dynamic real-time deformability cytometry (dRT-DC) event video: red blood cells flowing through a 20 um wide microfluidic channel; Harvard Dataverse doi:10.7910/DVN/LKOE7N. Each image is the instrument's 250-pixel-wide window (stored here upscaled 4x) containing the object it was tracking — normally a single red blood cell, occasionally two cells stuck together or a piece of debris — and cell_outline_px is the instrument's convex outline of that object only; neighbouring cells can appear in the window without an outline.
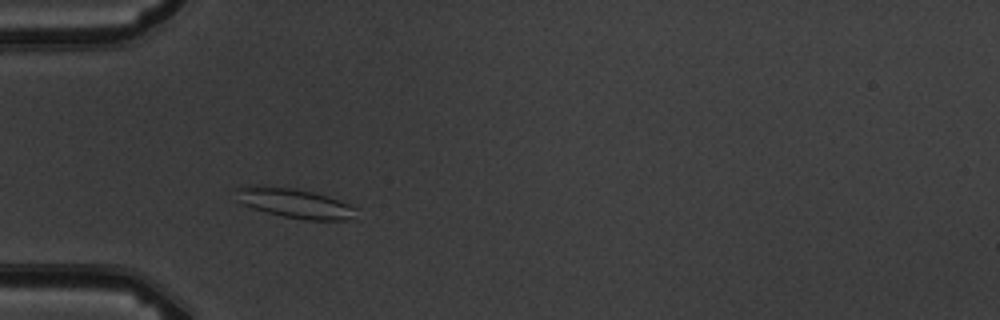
{"species": "common noctule bat (a hibernating species)", "species_latin": "Nyctalus noctula", "temperature_condition": "warm", "stored_images_in_passage": 2, "camera_frame_rate_fps": 3000, "um_per_image_px": 0.085, "animal": {"sex": "male", "body_mass_g": 19.5, "forearm_length_mm": 54.6}, "frame": {"image": 1, "passage_image": 1, "time_ms": 0.0, "image_size_px": [1000, 320], "cell_outline_px": [[356, 208], [352, 216], [348, 220], [304, 220], [284, 216], [252, 208], [236, 200], [232, 188], [248, 184], [256, 184], [288, 188], [312, 192], [328, 196], [340, 200]], "centroid_in_image_um": [24.92, 17.24], "position_along_channel_um": 60.1, "area_um2": 20.81}}
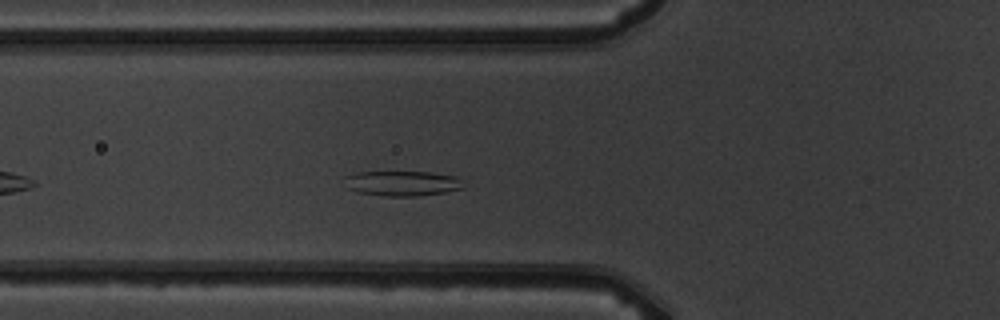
{"frame": {"image": 2, "passage_image": 2, "time_ms": 1.0, "image_size_px": [1000, 320], "cell_outline_px": [[464, 188], [448, 192], [420, 196], [384, 196], [360, 192], [344, 188], [344, 176], [356, 172], [432, 172], [456, 176], [464, 180]], "centroid_in_image_um": [34.21, 15.58], "position_along_channel_um": 91.6, "area_um2": 17.8}}